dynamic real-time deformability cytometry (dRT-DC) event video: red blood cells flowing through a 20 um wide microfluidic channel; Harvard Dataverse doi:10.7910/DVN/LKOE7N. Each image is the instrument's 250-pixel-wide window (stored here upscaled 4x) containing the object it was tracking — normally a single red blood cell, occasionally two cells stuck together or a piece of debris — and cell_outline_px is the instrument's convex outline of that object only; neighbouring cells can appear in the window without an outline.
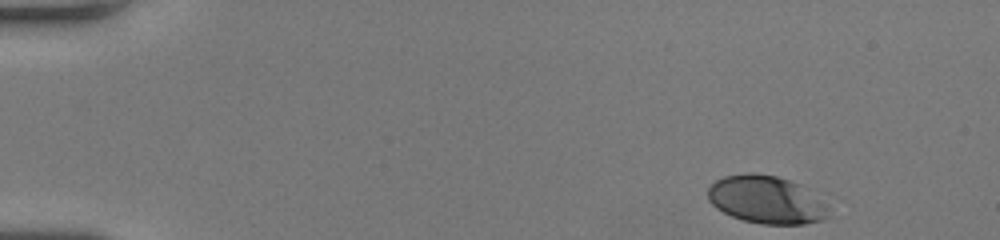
{"species": "human", "species_latin": "Homo sapiens", "temperature_condition": "room temperature", "stored_images_in_passage": 42, "camera_frame_rate_fps": 3000, "um_per_image_px": 0.085, "donor": {"sex": "female"}, "frame": {"image": 1, "passage_image": 1, "time_ms": 0.0, "image_size_px": [1000, 240], "cell_outline_px": [[832, 216], [824, 220], [804, 224], [760, 224], [744, 220], [732, 216], [716, 208], [708, 200], [708, 188], [716, 180], [724, 176], [748, 172], [752, 172], [776, 176], [800, 184], [824, 204]], "centroid_in_image_um": [65.12, 16.98], "position_along_channel_um": 19.9, "area_um2": 33.52}}
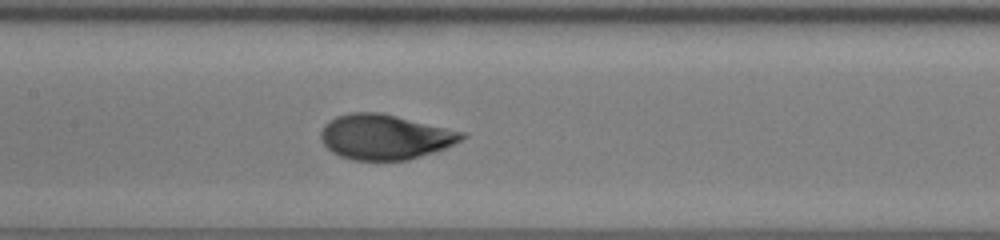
{"frame": {"image": 2, "passage_image": 22, "time_ms": 7.0, "image_size_px": [1000, 240], "cell_outline_px": [[468, 136], [436, 152], [408, 160], [352, 160], [340, 156], [332, 152], [320, 140], [320, 132], [324, 124], [328, 120], [336, 116], [352, 112], [380, 112], [464, 132]], "centroid_in_image_um": [32.68, 11.64], "position_along_channel_um": 174.7, "area_um2": 37.05}}
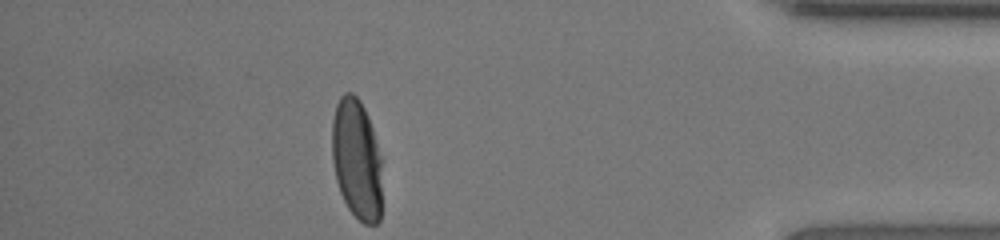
{"frame": {"image": 3, "passage_image": 42, "time_ms": 13.667, "image_size_px": [1000, 240], "cell_outline_px": [[380, 220], [376, 224], [364, 224], [348, 208], [340, 192], [336, 180], [332, 160], [332, 120], [336, 104], [340, 96], [344, 92], [352, 92], [360, 100], [368, 116], [372, 128], [380, 156]], "centroid_in_image_um": [30.29, 13.51], "position_along_channel_um": 404.9, "area_um2": 34.97}, "authors_computed_cell_mechanics": {"area_um2": 36.4718, "velocity_mm_per_s": 4.027, "shape_relaxation_time_tau1_ms": 3.6119, "shape_relaxation_time_tau2_ms": null, "deformation_change_tau1": 0.176, "deformation_change_tau2": null}}